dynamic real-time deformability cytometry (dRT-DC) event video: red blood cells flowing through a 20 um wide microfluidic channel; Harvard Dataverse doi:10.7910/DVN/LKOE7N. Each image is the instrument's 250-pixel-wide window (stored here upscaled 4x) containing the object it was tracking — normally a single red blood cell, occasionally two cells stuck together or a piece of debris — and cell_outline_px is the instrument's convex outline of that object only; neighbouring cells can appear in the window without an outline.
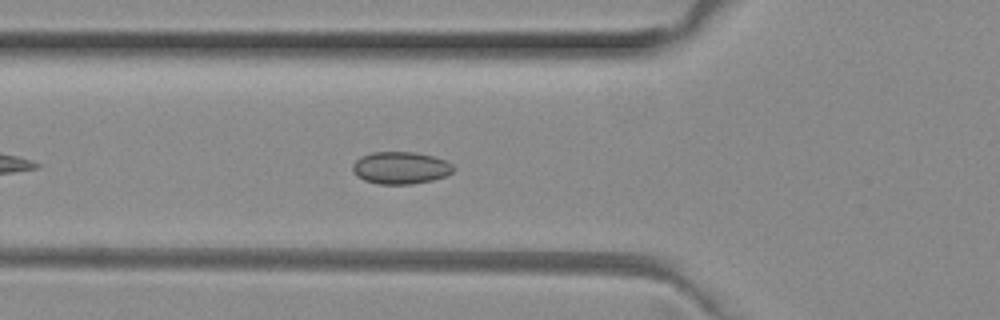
{"species": "common noctule bat (a hibernating species)", "species_latin": "Nyctalus noctula", "temperature_condition": "room temperature", "stored_images_in_passage": 36, "camera_frame_rate_fps": 3000, "um_per_image_px": 0.085, "animal": {"sex": "female", "body_mass_g": 29.2, "forearm_length_mm": 56.3}, "frame": {"image": 1, "passage_image": 8, "time_ms": 2.333, "image_size_px": [1000, 320], "cell_outline_px": [[456, 168], [452, 172], [444, 176], [432, 180], [412, 184], [380, 184], [364, 180], [356, 176], [352, 172], [352, 164], [360, 156], [372, 152], [416, 152], [432, 156], [444, 160], [452, 164]], "centroid_in_image_um": [34.02, 14.26], "position_along_channel_um": 91.8, "area_um2": 19.02}}
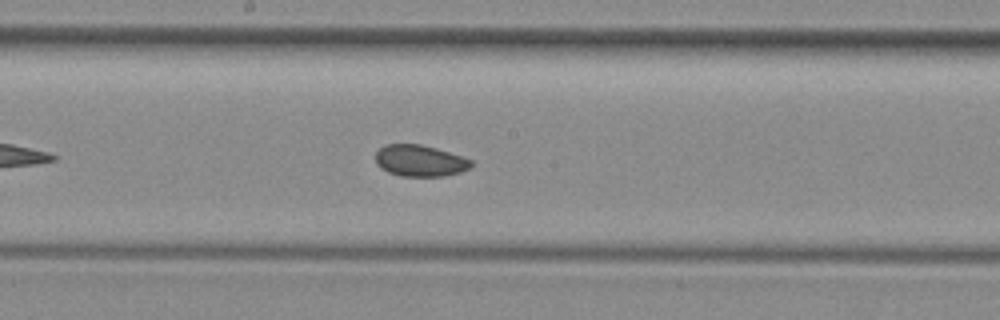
{"frame": {"image": 2, "passage_image": 17, "time_ms": 5.333, "image_size_px": [1000, 320], "cell_outline_px": [[472, 164], [468, 168], [460, 172], [444, 176], [400, 176], [388, 172], [380, 168], [376, 164], [376, 152], [384, 144], [420, 144], [436, 148], [472, 160]], "centroid_in_image_um": [35.65, 13.66], "position_along_channel_um": 212.5, "area_um2": 17.46}}
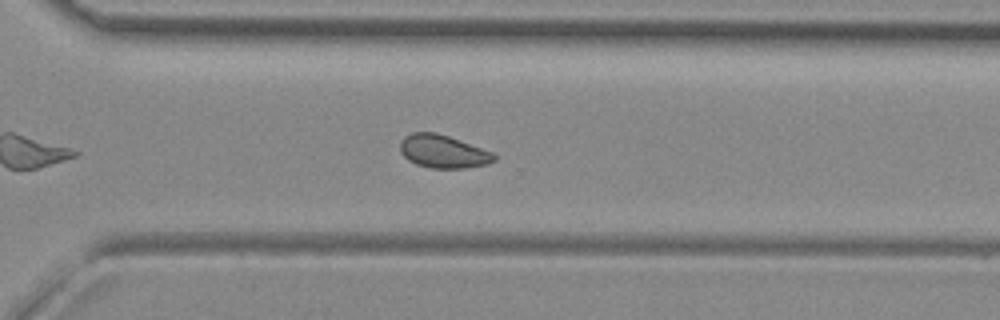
{"frame": {"image": 3, "passage_image": 26, "time_ms": 8.333, "image_size_px": [1000, 320], "cell_outline_px": [[496, 160], [488, 164], [464, 168], [428, 168], [416, 164], [408, 160], [400, 152], [400, 140], [404, 136], [412, 132], [436, 132], [448, 136], [492, 152], [496, 156]], "centroid_in_image_um": [37.63, 12.88], "position_along_channel_um": 333.0, "area_um2": 18.15}, "authors_computed_cell_mechanics": {"area_um2": 18.207, "velocity_mm_per_s": 4.0221, "shape_relaxation_time_tau1_ms": null, "shape_relaxation_time_tau2_ms": 3.3609, "deformation_change_tau1": null, "deformation_change_tau2": 0.0585}}